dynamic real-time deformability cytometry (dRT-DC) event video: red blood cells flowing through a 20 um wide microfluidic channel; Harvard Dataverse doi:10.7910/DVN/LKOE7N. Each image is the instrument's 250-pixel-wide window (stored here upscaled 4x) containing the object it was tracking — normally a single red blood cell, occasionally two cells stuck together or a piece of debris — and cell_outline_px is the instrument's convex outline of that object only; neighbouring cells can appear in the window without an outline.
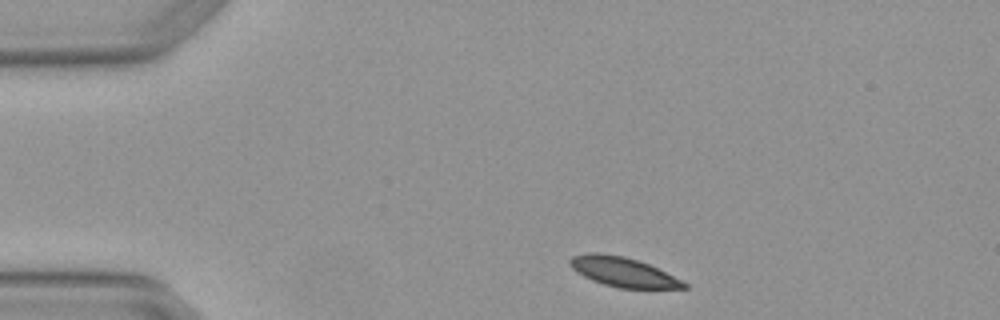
{"species": "Egyptian fruit bat (a non-hibernating species)", "species_latin": "Rousettus aegyptiacus", "temperature_condition": "warm", "stored_images_in_passage": 3, "camera_frame_rate_fps": 3000, "um_per_image_px": 0.085, "animal": {"sex": "female"}, "frame": {"image": 1, "passage_image": 1, "time_ms": 0.0, "image_size_px": [1000, 320], "cell_outline_px": [[688, 288], [616, 288], [592, 280], [576, 272], [568, 264], [568, 260], [572, 256], [588, 252], [600, 252], [624, 256], [648, 264], [688, 284]], "centroid_in_image_um": [52.88, 23.1], "position_along_channel_um": 32.1, "area_um2": 19.48}}
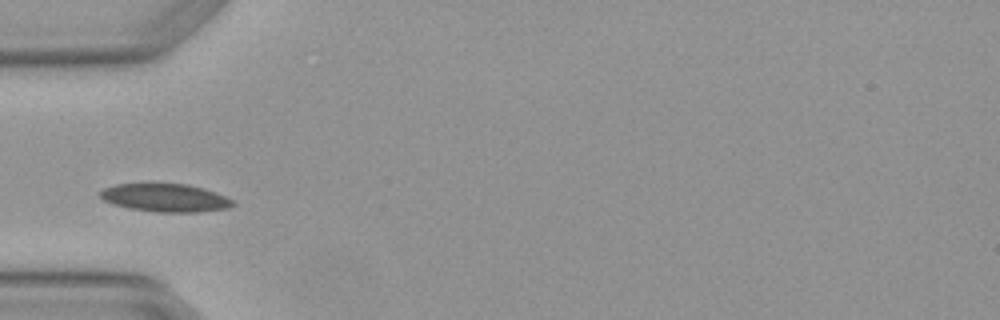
{"frame": {"image": 2, "passage_image": 3, "time_ms": 0.667, "image_size_px": [1000, 320], "cell_outline_px": [[236, 204], [228, 208], [200, 212], [156, 212], [128, 208], [112, 204], [104, 200], [100, 196], [100, 192], [104, 188], [116, 184], [188, 184], [204, 188], [216, 192], [232, 200]], "centroid_in_image_um": [14.06, 16.82], "position_along_channel_um": 70.9, "area_um2": 21.68}}